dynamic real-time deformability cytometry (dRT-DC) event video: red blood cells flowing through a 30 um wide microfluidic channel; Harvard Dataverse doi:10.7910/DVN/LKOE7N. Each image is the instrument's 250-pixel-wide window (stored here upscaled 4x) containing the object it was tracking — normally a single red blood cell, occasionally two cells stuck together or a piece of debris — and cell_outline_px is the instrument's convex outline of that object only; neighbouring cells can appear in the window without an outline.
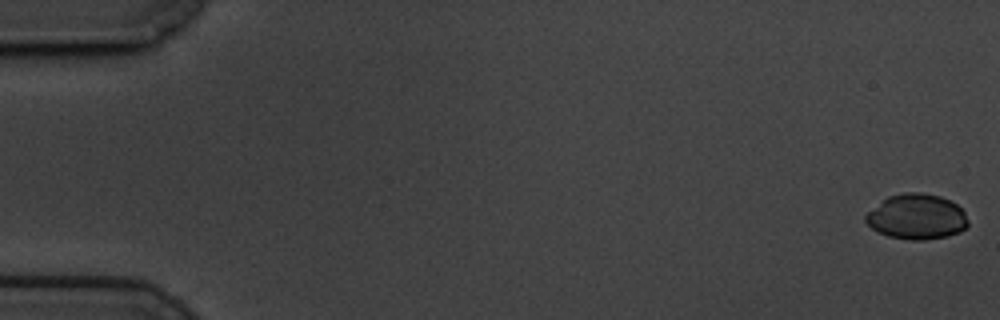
{"species": "common noctule bat (a hibernating species)", "species_latin": "Nyctalus noctula", "temperature_condition": "cold", "stored_images_in_passage": 59, "camera_frame_rate_fps": 3000, "um_per_image_px": 0.085, "animal": {"sex": "male", "body_mass_g": 19.5, "forearm_length_mm": 54.6}, "frame": {"image": 1, "passage_image": 1, "time_ms": 0.0, "image_size_px": [1000, 320], "cell_outline_px": [[968, 224], [960, 232], [948, 236], [924, 240], [912, 240], [888, 236], [876, 232], [864, 220], [864, 216], [868, 212], [888, 196], [904, 192], [920, 192], [940, 196], [956, 204], [964, 212], [968, 220]], "centroid_in_image_um": [77.91, 18.43], "position_along_channel_um": 7.1, "area_um2": 26.99}}
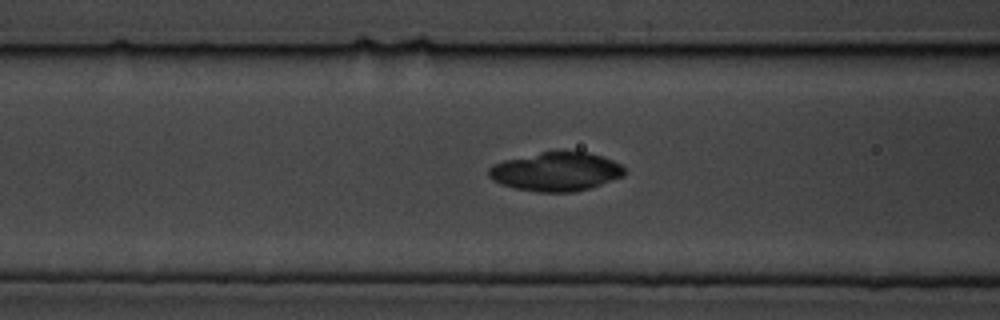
{"frame": {"image": 2, "passage_image": 24, "time_ms": 7.667, "image_size_px": [1000, 320], "cell_outline_px": [[624, 176], [588, 188], [572, 192], [536, 192], [516, 188], [500, 184], [492, 180], [488, 176], [488, 168], [492, 164], [504, 160], [540, 152], [564, 148], [588, 152], [604, 156], [620, 164], [624, 168]], "centroid_in_image_um": [47.24, 14.55], "position_along_channel_um": 119.4, "area_um2": 31.33}}
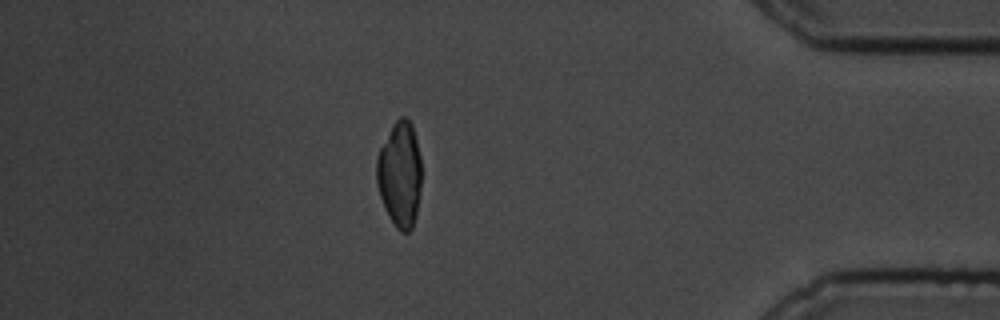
{"frame": {"image": 3, "passage_image": 52, "time_ms": 17.0, "image_size_px": [1000, 320], "cell_outline_px": [[420, 192], [416, 216], [412, 228], [408, 232], [400, 232], [396, 228], [388, 216], [380, 196], [376, 184], [376, 156], [392, 124], [400, 116], [404, 116], [412, 124], [420, 156]], "centroid_in_image_um": [33.96, 14.82], "position_along_channel_um": 401.2, "area_um2": 27.74}, "authors_computed_cell_mechanics": {"area_um2": 28.4954, "velocity_mm_per_s": 3.4062, "shape_relaxation_time_tau1_ms": 6.8168, "shape_relaxation_time_tau2_ms": null, "deformation_change_tau1": 0.1516, "deformation_change_tau2": null}}